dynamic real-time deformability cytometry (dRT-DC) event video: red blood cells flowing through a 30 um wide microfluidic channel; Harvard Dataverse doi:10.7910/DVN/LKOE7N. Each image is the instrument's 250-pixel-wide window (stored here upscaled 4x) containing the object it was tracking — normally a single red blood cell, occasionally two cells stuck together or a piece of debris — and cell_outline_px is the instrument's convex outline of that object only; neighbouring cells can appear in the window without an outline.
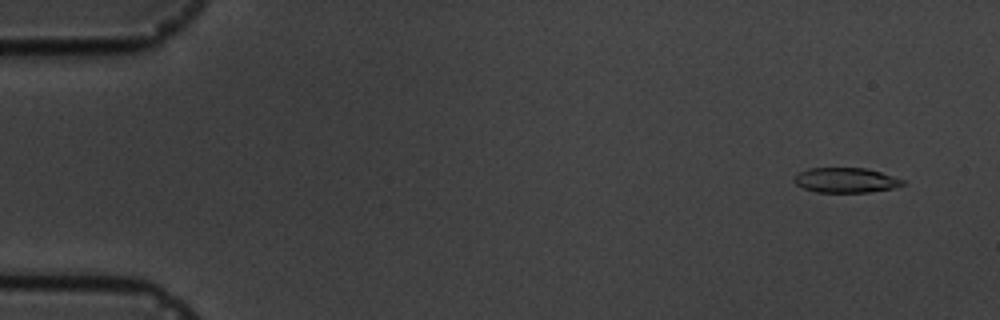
{"species": "common noctule bat (a hibernating species)", "species_latin": "Nyctalus noctula", "temperature_condition": "cold", "stored_images_in_passage": 6, "camera_frame_rate_fps": 3000, "um_per_image_px": 0.085, "animal": {"sex": "male", "body_mass_g": 19.5, "forearm_length_mm": 54.6}, "frame": {"image": 1, "passage_image": 2, "time_ms": 1.0, "image_size_px": [1000, 320], "cell_outline_px": [[904, 184], [896, 188], [868, 192], [816, 192], [804, 188], [796, 184], [792, 180], [800, 172], [808, 168], [864, 168], [880, 172], [904, 180]], "centroid_in_image_um": [71.89, 15.32], "position_along_channel_um": 13.1, "area_um2": 15.66}}
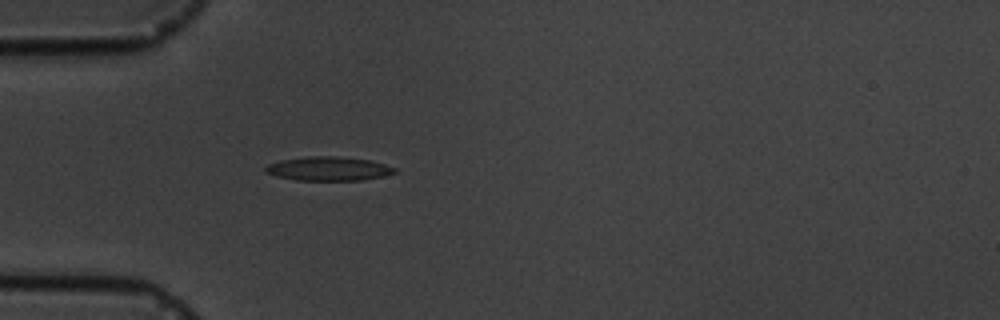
{"frame": {"image": 2, "passage_image": 5, "time_ms": 5.333, "image_size_px": [1000, 320], "cell_outline_px": [[396, 172], [384, 176], [360, 180], [296, 180], [276, 176], [264, 172], [264, 168], [268, 164], [280, 160], [308, 156], [340, 156], [372, 160], [396, 168]], "centroid_in_image_um": [27.91, 14.33], "position_along_channel_um": 57.1, "area_um2": 18.15}}